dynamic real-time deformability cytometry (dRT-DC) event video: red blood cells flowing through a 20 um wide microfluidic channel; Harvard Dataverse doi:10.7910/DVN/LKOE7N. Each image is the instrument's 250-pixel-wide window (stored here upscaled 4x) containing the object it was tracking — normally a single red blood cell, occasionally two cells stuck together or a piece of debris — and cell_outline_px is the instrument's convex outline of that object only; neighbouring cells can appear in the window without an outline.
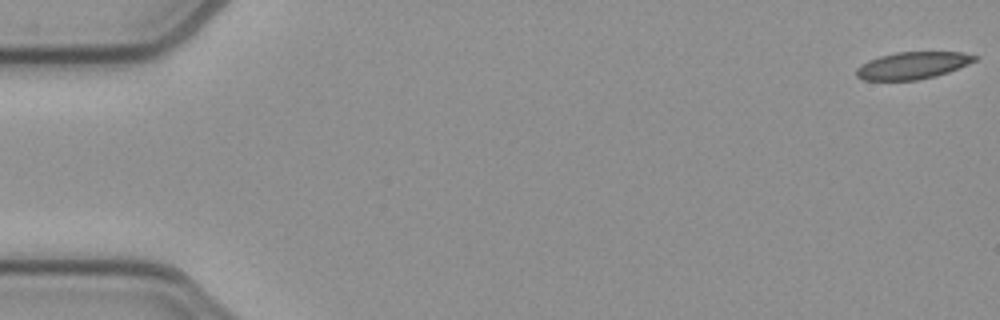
{"species": "common noctule bat (a hibernating species)", "species_latin": "Nyctalus noctula", "temperature_condition": "cold", "stored_images_in_passage": 53, "camera_frame_rate_fps": 3000, "um_per_image_px": 0.085, "animal": {"sex": "female", "body_mass_g": 21.9}, "frame": {"image": 1, "passage_image": 1, "time_ms": 0.0, "image_size_px": [1000, 320], "cell_outline_px": [[976, 60], [968, 64], [948, 72], [936, 76], [916, 80], [864, 80], [856, 76], [856, 68], [860, 64], [868, 60], [880, 56], [896, 52], [960, 52], [976, 56]], "centroid_in_image_um": [77.52, 5.56], "position_along_channel_um": 7.5, "area_um2": 18.61}}
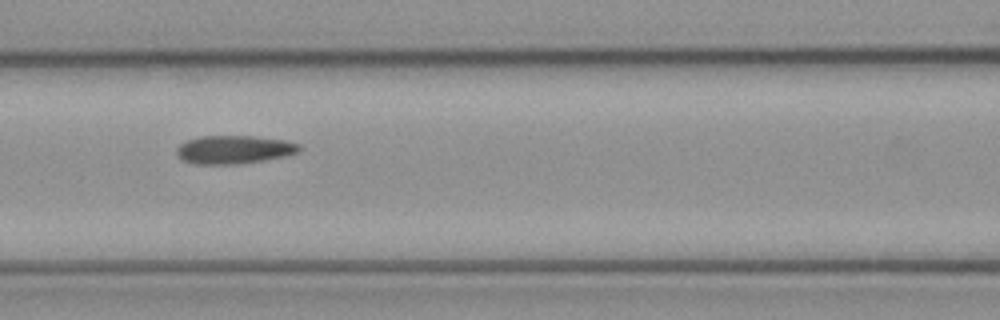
{"frame": {"image": 2, "passage_image": 23, "time_ms": 7.333, "image_size_px": [1000, 320], "cell_outline_px": [[300, 152], [284, 156], [264, 160], [236, 164], [192, 164], [176, 156], [176, 148], [180, 144], [188, 140], [200, 136], [252, 136], [284, 140], [300, 144]], "centroid_in_image_um": [19.87, 12.72], "position_along_channel_um": 146.7, "area_um2": 20.23}}
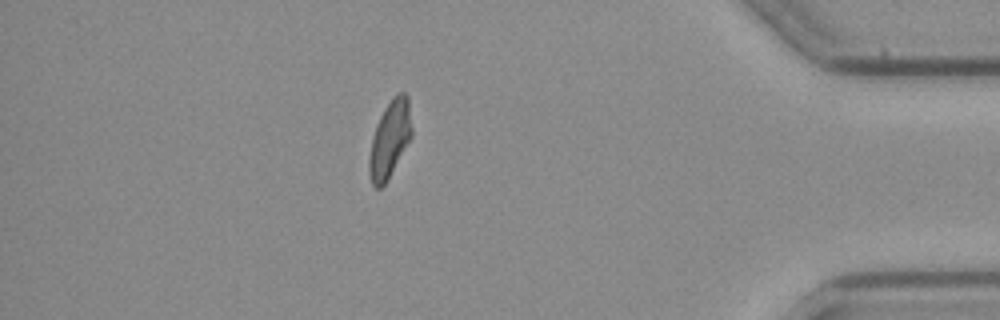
{"frame": {"image": 3, "passage_image": 46, "time_ms": 15.0, "image_size_px": [1000, 320], "cell_outline_px": [[412, 136], [388, 180], [380, 188], [376, 188], [372, 184], [368, 172], [368, 160], [372, 136], [376, 124], [384, 108], [392, 96], [396, 92], [404, 92], [408, 96], [412, 128]], "centroid_in_image_um": [33.12, 11.81], "position_along_channel_um": 402.1, "area_um2": 19.36}, "authors_computed_cell_mechanics": {"area_um2": 19.7676, "velocity_mm_per_s": 3.9054, "shape_relaxation_time_tau1_ms": 7.3396, "shape_relaxation_time_tau2_ms": 1.282, "deformation_change_tau1": 0.1719, "deformation_change_tau2": 0.0855}}